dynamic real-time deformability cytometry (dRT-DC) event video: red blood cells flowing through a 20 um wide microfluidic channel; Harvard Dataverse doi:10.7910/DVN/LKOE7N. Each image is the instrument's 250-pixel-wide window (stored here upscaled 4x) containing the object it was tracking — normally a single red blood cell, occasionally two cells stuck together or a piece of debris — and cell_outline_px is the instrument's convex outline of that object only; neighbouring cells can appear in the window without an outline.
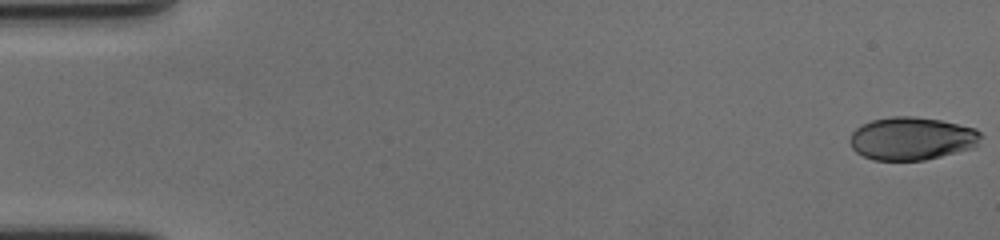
{"species": "human", "species_latin": "Homo sapiens", "temperature_condition": "cold", "stored_images_in_passage": 60, "camera_frame_rate_fps": 3000, "um_per_image_px": 0.085, "donor": {"sex": "female"}, "frame": {"image": 1, "passage_image": 1, "time_ms": 0.0, "image_size_px": [1000, 240], "cell_outline_px": [[980, 136], [976, 144], [972, 148], [924, 160], [872, 160], [856, 152], [852, 148], [852, 132], [856, 128], [872, 120], [892, 116], [912, 116], [940, 120], [976, 128], [980, 132]], "centroid_in_image_um": [77.5, 11.77], "position_along_channel_um": 7.5, "area_um2": 32.37}}
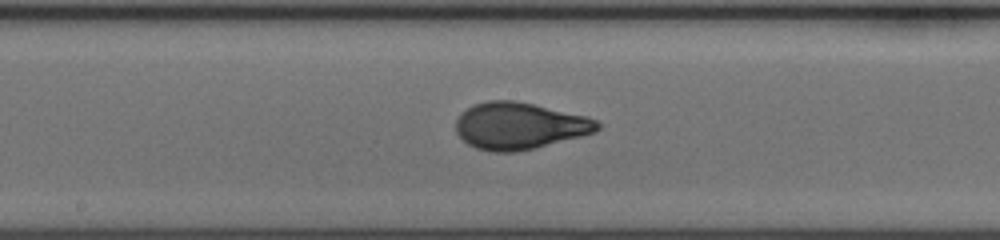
{"frame": {"image": 2, "passage_image": 32, "time_ms": 10.333, "image_size_px": [1000, 240], "cell_outline_px": [[600, 128], [596, 132], [536, 148], [516, 152], [492, 152], [476, 148], [468, 144], [456, 132], [456, 120], [460, 112], [472, 104], [488, 100], [512, 100], [532, 104], [588, 116], [596, 120], [600, 124]], "centroid_in_image_um": [44.13, 10.7], "position_along_channel_um": 204.1, "area_um2": 38.78}}
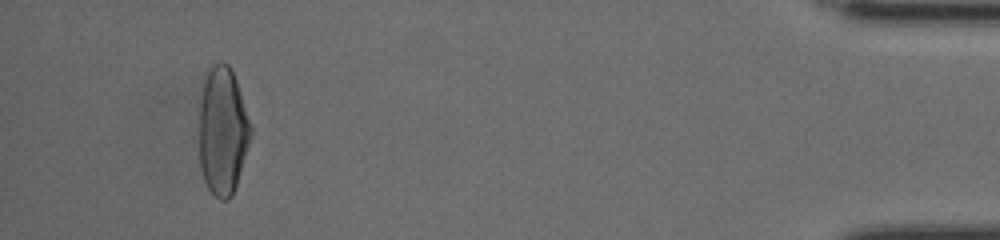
{"frame": {"image": 3, "passage_image": 56, "time_ms": 18.333, "image_size_px": [1000, 240], "cell_outline_px": [[252, 136], [232, 196], [228, 200], [220, 200], [208, 188], [204, 180], [200, 168], [200, 104], [204, 72], [208, 64], [220, 60], [224, 60], [228, 64], [236, 80], [252, 128]], "centroid_in_image_um": [18.91, 11.06], "position_along_channel_um": 416.3, "area_um2": 38.84}, "authors_computed_cell_mechanics": {"area_um2": 36.992, "velocity_mm_per_s": 3.5358, "shape_relaxation_time_tau1_ms": 4.3553, "shape_relaxation_time_tau2_ms": null, "deformation_change_tau1": 0.2102, "deformation_change_tau2": null}}